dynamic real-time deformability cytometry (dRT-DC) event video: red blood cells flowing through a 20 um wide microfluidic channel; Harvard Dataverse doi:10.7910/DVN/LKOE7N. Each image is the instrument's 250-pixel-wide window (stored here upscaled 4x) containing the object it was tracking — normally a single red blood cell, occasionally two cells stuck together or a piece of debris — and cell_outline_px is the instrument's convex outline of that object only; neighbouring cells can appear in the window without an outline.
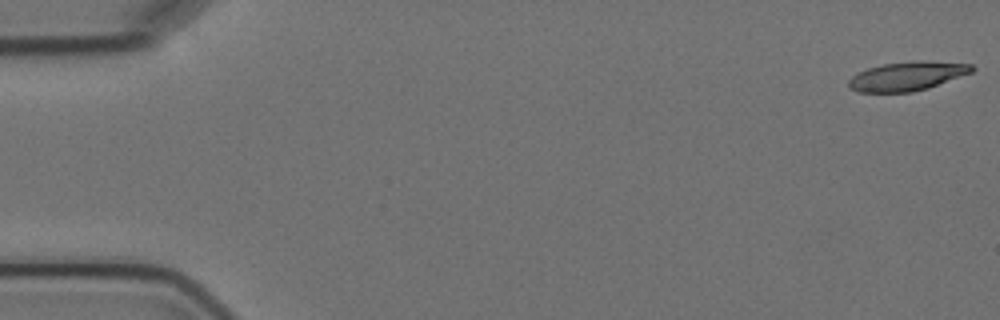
{"species": "Egyptian fruit bat (a non-hibernating species)", "species_latin": "Rousettus aegyptiacus", "temperature_condition": "cold", "stored_images_in_passage": 3, "camera_frame_rate_fps": 3000, "um_per_image_px": 0.085, "animal": {"sex": "female"}, "frame": {"image": 1, "passage_image": 1, "time_ms": 0.0, "image_size_px": [1000, 320], "cell_outline_px": [[976, 68], [972, 72], [928, 88], [912, 92], [860, 92], [848, 88], [848, 80], [852, 76], [868, 68], [884, 64], [916, 60], [920, 60], [972, 64]], "centroid_in_image_um": [77.12, 6.47], "position_along_channel_um": 7.9, "area_um2": 20.75}}